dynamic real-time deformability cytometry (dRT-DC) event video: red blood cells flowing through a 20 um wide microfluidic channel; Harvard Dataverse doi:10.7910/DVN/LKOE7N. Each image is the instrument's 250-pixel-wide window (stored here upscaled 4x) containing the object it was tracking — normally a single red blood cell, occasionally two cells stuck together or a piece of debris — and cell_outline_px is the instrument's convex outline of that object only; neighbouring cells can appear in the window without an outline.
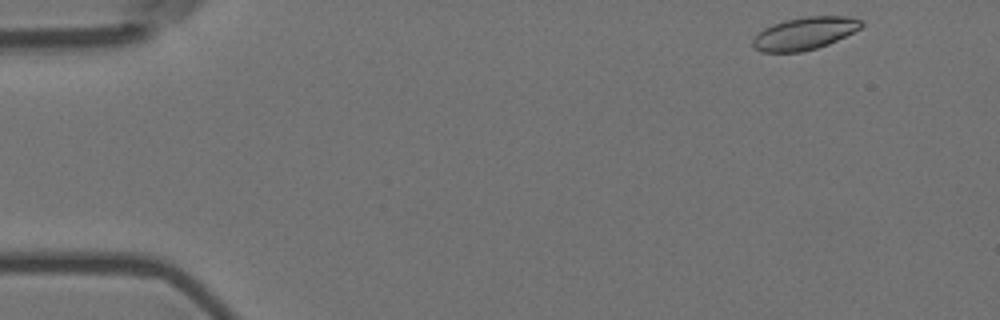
{"species": "Egyptian fruit bat (a non-hibernating species)", "species_latin": "Rousettus aegyptiacus", "temperature_condition": "room temperature", "stored_images_in_passage": 5, "camera_frame_rate_fps": 3000, "um_per_image_px": 0.085, "animal": {"sex": "female"}, "frame": {"image": 1, "passage_image": 1, "time_ms": 0.0, "image_size_px": [1000, 320], "cell_outline_px": [[864, 24], [860, 28], [828, 44], [816, 48], [800, 52], [760, 52], [752, 44], [752, 40], [764, 28], [772, 24], [784, 20], [808, 16], [852, 16], [864, 20]], "centroid_in_image_um": [68.41, 2.82], "position_along_channel_um": 16.6, "area_um2": 20.52}}
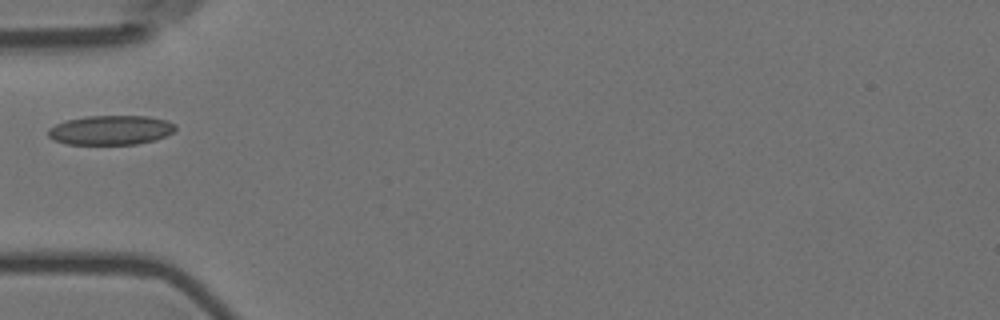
{"frame": {"image": 2, "passage_image": 5, "time_ms": 1.333, "image_size_px": [1000, 320], "cell_outline_px": [[176, 128], [172, 132], [156, 140], [136, 144], [68, 144], [56, 140], [48, 136], [48, 128], [56, 124], [68, 120], [88, 116], [148, 116], [168, 120], [176, 124]], "centroid_in_image_um": [9.45, 11.05], "position_along_channel_um": 75.6, "area_um2": 21.73}}